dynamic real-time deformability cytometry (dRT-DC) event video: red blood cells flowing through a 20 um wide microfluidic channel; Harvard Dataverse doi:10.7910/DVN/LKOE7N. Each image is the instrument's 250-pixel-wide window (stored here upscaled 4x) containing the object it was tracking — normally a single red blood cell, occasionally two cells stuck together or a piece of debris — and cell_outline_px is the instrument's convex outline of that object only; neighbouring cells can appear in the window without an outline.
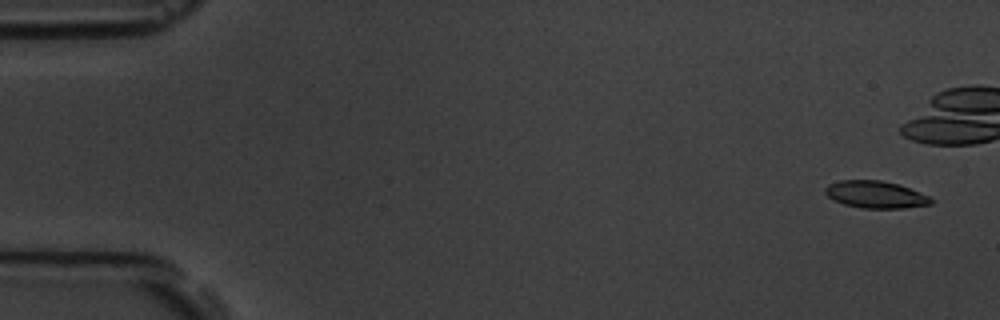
{"species": "common noctule bat (a hibernating species)", "species_latin": "Nyctalus noctula", "temperature_condition": "room temperature", "stored_images_in_passage": 6, "camera_frame_rate_fps": 3000, "um_per_image_px": 0.085, "animal": {"sex": "male", "body_mass_g": 19.5, "forearm_length_mm": 54.6}, "frame": {"image": 1, "passage_image": 1, "time_ms": 0.0, "image_size_px": [1000, 320], "cell_outline_px": [[936, 200], [932, 204], [904, 208], [860, 208], [844, 204], [828, 196], [824, 192], [824, 188], [828, 184], [840, 180], [880, 180], [896, 184], [920, 192]], "centroid_in_image_um": [74.43, 16.54], "position_along_channel_um": 10.6, "area_um2": 16.7}}